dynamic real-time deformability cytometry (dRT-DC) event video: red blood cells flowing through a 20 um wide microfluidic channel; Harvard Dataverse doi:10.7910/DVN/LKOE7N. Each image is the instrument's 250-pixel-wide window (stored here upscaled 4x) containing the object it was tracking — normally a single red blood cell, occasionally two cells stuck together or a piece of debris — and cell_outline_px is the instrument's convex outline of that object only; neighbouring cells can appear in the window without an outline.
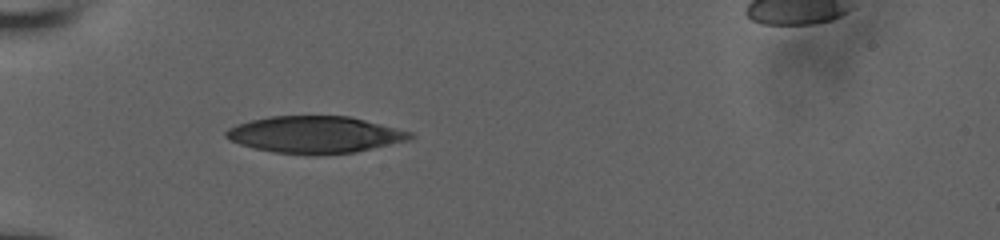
{"species": "human", "species_latin": "Homo sapiens", "temperature_condition": "room temperature", "stored_images_in_passage": 8, "camera_frame_rate_fps": 3000, "um_per_image_px": 0.085, "donor": {"sex": "male"}, "frame": {"image": 1, "passage_image": 3, "time_ms": 1.333, "image_size_px": [1000, 240], "cell_outline_px": [[416, 136], [412, 140], [356, 152], [272, 152], [252, 148], [240, 144], [224, 136], [224, 132], [228, 128], [236, 124], [268, 116], [348, 116], [412, 132]], "centroid_in_image_um": [26.78, 11.41], "position_along_channel_um": 58.2, "area_um2": 38.78}}
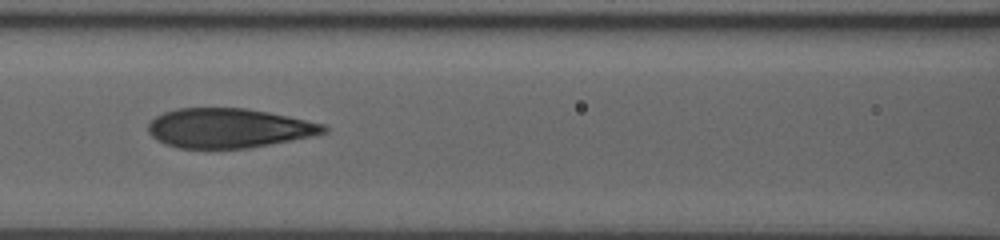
{"frame": {"image": 2, "passage_image": 6, "time_ms": 4.0, "image_size_px": [1000, 240], "cell_outline_px": [[328, 132], [312, 136], [292, 140], [248, 148], [180, 148], [164, 144], [152, 136], [148, 132], [148, 124], [156, 116], [164, 112], [180, 108], [244, 108], [268, 112], [288, 116], [324, 124], [328, 128]], "centroid_in_image_um": [19.44, 10.89], "position_along_channel_um": 147.2, "area_um2": 40.23}}
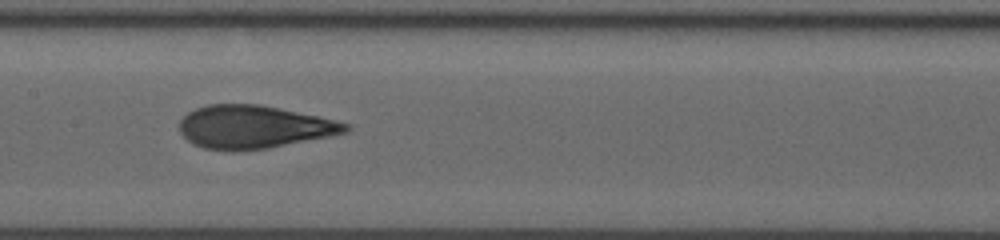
{"frame": {"image": 3, "passage_image": 7, "time_ms": 5.0, "image_size_px": [1000, 240], "cell_outline_px": [[352, 128], [348, 132], [268, 148], [232, 152], [204, 148], [188, 140], [180, 132], [180, 120], [188, 112], [196, 108], [208, 104], [260, 104], [320, 116], [336, 120], [348, 124]], "centroid_in_image_um": [21.58, 10.79], "position_along_channel_um": 185.8, "area_um2": 41.67}}